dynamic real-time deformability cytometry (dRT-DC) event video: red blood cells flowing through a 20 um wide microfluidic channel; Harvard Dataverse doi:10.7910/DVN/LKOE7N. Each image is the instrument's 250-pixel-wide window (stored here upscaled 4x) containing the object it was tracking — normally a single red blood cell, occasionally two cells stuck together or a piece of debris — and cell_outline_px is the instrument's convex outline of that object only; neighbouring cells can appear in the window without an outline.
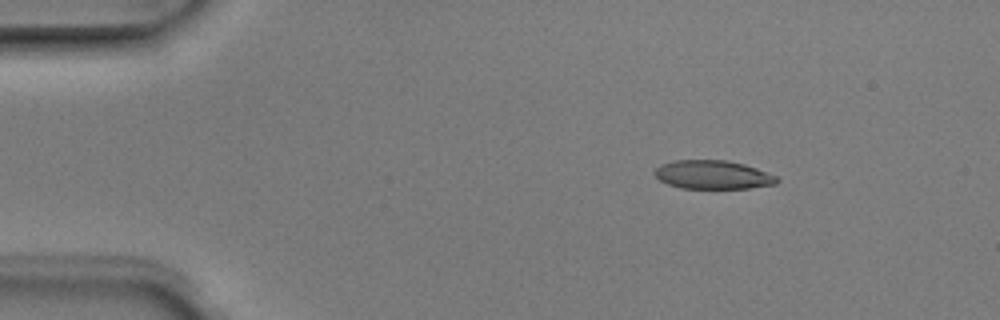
{"species": "Egyptian fruit bat (a non-hibernating species)", "species_latin": "Rousettus aegyptiacus", "temperature_condition": "room temperature", "stored_images_in_passage": 5, "camera_frame_rate_fps": 3000, "um_per_image_px": 0.085, "animal": {"sex": "male"}, "frame": {"image": 1, "passage_image": 3, "time_ms": 0.667, "image_size_px": [1000, 320], "cell_outline_px": [[780, 180], [776, 184], [748, 188], [680, 188], [668, 184], [660, 180], [652, 172], [660, 164], [676, 160], [728, 160], [744, 164], [756, 168], [776, 176]], "centroid_in_image_um": [60.58, 14.85], "position_along_channel_um": 24.4, "area_um2": 20.4}}